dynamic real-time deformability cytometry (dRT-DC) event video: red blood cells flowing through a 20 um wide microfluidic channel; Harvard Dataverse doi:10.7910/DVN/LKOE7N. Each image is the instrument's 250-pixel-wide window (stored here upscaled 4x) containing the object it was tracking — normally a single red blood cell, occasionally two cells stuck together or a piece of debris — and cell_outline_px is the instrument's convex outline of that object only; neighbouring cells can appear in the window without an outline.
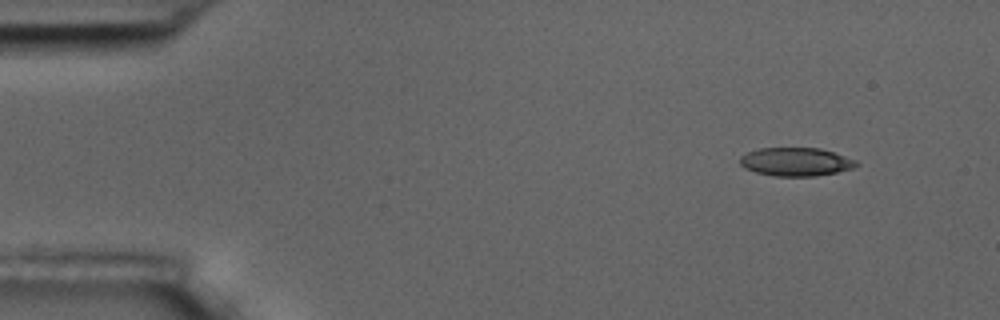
{"species": "common noctule bat (a hibernating species)", "species_latin": "Nyctalus noctula", "temperature_condition": "room temperature", "stored_images_in_passage": 5, "camera_frame_rate_fps": 3000, "um_per_image_px": 0.085, "animal": {"sex": "male", "body_mass_g": 17.5, "forearm_length_mm": 52.3}, "frame": {"image": 1, "passage_image": 1, "time_ms": 0.0, "image_size_px": [1000, 320], "cell_outline_px": [[860, 164], [852, 168], [836, 172], [816, 176], [776, 176], [756, 172], [744, 168], [740, 164], [740, 156], [748, 152], [760, 148], [820, 148], [856, 160]], "centroid_in_image_um": [67.63, 13.75], "position_along_channel_um": 17.4, "area_um2": 19.13}}
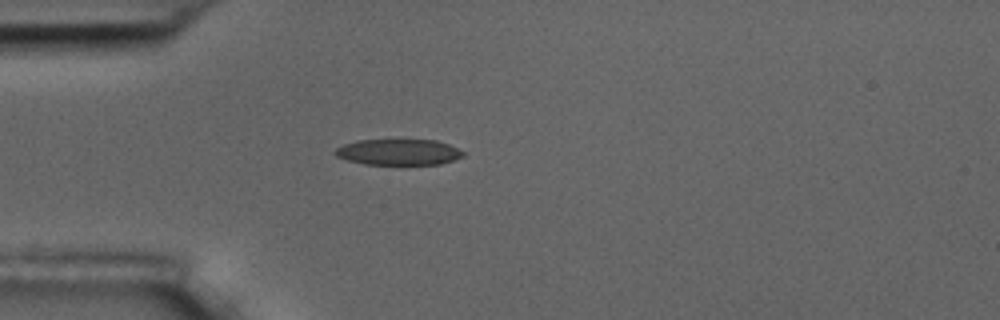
{"frame": {"image": 2, "passage_image": 3, "time_ms": 3.333, "image_size_px": [1000, 320], "cell_outline_px": [[464, 156], [440, 164], [364, 164], [348, 160], [336, 156], [332, 152], [336, 148], [344, 144], [356, 140], [388, 136], [436, 140], [448, 144], [464, 152]], "centroid_in_image_um": [33.82, 12.86], "position_along_channel_um": 51.2, "area_um2": 20.4}}